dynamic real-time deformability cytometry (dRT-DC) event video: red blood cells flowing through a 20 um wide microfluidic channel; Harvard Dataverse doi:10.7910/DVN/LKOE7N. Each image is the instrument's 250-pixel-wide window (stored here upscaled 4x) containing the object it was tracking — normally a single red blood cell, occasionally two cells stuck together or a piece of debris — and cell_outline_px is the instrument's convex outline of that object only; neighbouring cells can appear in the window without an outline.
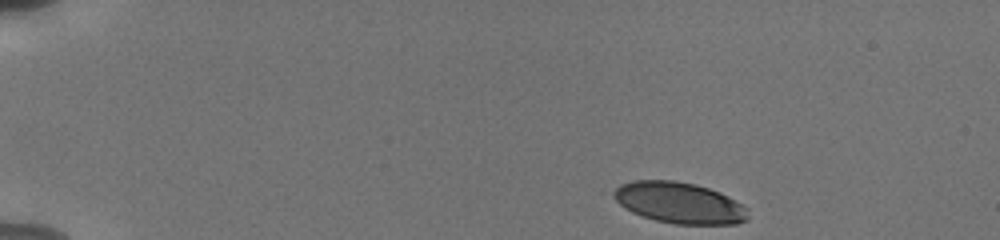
{"species": "human", "species_latin": "Homo sapiens", "temperature_condition": "cold", "stored_images_in_passage": 47, "camera_frame_rate_fps": 3000, "um_per_image_px": 0.085, "donor": {"sex": "male"}, "frame": {"image": 1, "passage_image": 1, "time_ms": 0.0, "image_size_px": [1000, 240], "cell_outline_px": [[748, 220], [736, 224], [676, 224], [656, 220], [632, 212], [624, 208], [608, 192], [620, 184], [632, 180], [676, 180], [696, 184], [720, 192], [736, 200], [748, 208]], "centroid_in_image_um": [57.73, 17.22], "position_along_channel_um": 27.3, "area_um2": 32.6}}
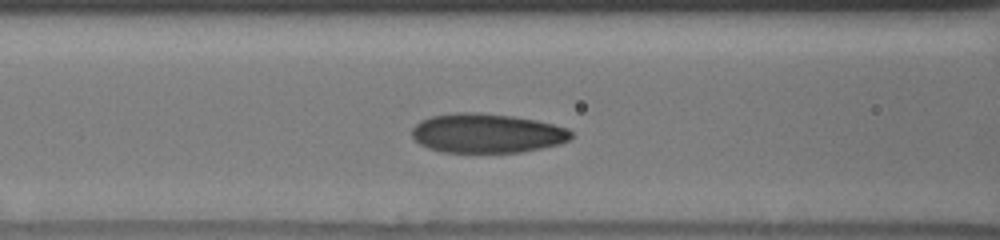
{"frame": {"image": 2, "passage_image": 17, "time_ms": 5.333, "image_size_px": [1000, 240], "cell_outline_px": [[572, 136], [568, 140], [560, 144], [520, 152], [444, 152], [428, 148], [420, 144], [412, 136], [412, 128], [420, 120], [432, 116], [456, 112], [480, 112], [512, 116], [536, 120], [568, 128], [572, 132]], "centroid_in_image_um": [41.37, 11.32], "position_along_channel_um": 125.2, "area_um2": 36.47}}
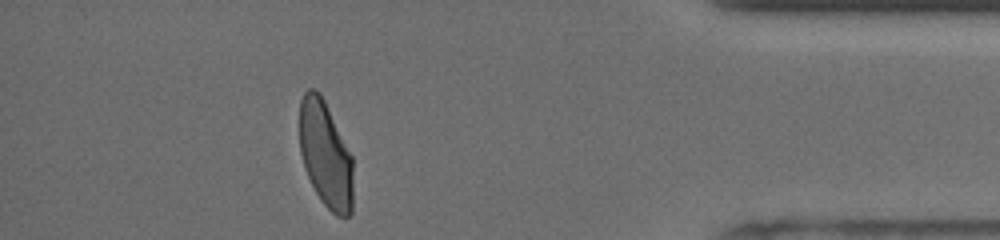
{"frame": {"image": 3, "passage_image": 42, "time_ms": 13.667, "image_size_px": [1000, 240], "cell_outline_px": [[352, 212], [348, 216], [336, 216], [320, 200], [304, 168], [300, 152], [300, 100], [304, 92], [308, 88], [316, 88], [320, 92], [352, 156]], "centroid_in_image_um": [27.66, 13.12], "position_along_channel_um": 407.5, "area_um2": 33.12}, "authors_computed_cell_mechanics": {"area_um2": 35.6048, "velocity_mm_per_s": 3.7942, "shape_relaxation_time_tau1_ms": 3.938, "shape_relaxation_time_tau2_ms": 0.986, "deformation_change_tau1": 0.1587, "deformation_change_tau2": 0.0648}}